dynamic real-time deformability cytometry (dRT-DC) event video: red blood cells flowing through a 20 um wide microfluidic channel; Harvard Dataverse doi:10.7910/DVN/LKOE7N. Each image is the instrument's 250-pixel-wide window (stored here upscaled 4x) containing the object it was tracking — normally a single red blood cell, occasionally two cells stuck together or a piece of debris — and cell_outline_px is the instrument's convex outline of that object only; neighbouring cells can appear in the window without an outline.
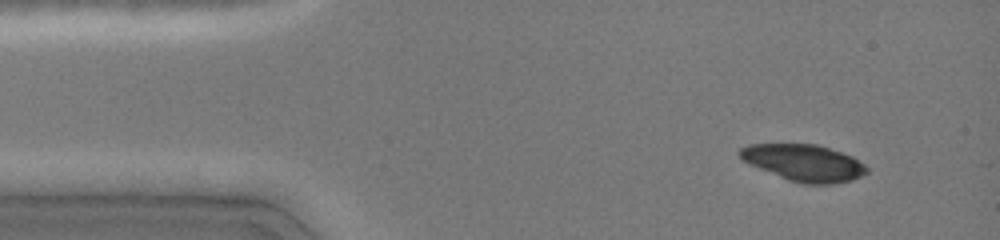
{"species": "common noctule bat (a hibernating species)", "species_latin": "Nyctalus noctula", "temperature_condition": "cold", "stored_images_in_passage": 20, "camera_frame_rate_fps": 3000, "um_per_image_px": 0.085, "animal": {"sex": "female", "body_mass_g": 19.0, "forearm_length_mm": 51.5}, "frame": {"image": 1, "passage_image": 5, "time_ms": 0.667, "image_size_px": [1000, 240], "cell_outline_px": [[868, 172], [852, 180], [832, 184], [804, 184], [788, 180], [748, 164], [740, 160], [736, 152], [740, 148], [748, 144], [816, 144], [852, 156], [864, 164], [868, 168]], "centroid_in_image_um": [68.27, 13.84], "position_along_channel_um": 16.7, "area_um2": 27.28}}
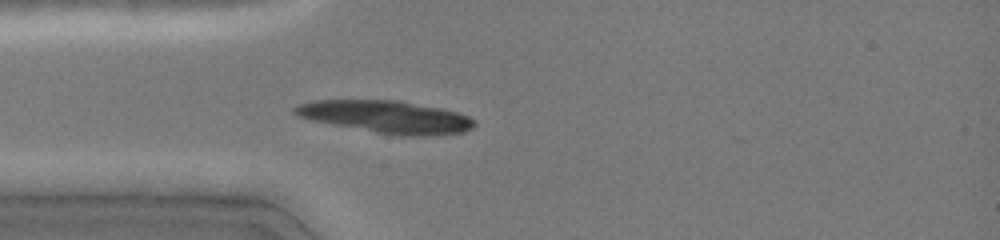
{"frame": {"image": 2, "passage_image": 17, "time_ms": 3.333, "image_size_px": [1000, 240], "cell_outline_px": [[476, 124], [472, 128], [464, 132], [428, 136], [400, 136], [376, 132], [332, 124], [312, 120], [300, 116], [292, 112], [292, 108], [296, 104], [312, 100], [400, 100], [440, 108], [456, 112], [468, 116], [476, 120]], "centroid_in_image_um": [32.84, 9.93], "position_along_channel_um": 52.2, "area_um2": 33.99}}